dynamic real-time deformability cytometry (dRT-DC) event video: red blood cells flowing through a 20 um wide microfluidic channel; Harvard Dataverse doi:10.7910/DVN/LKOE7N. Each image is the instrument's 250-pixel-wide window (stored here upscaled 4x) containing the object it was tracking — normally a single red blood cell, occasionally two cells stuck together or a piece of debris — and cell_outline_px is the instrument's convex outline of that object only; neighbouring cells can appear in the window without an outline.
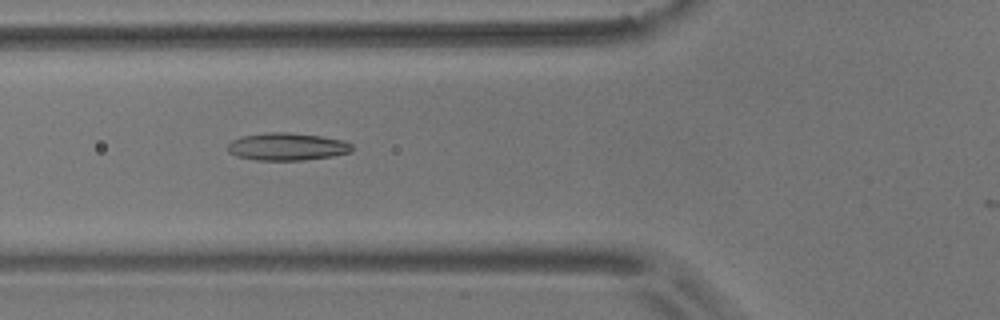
{"species": "common noctule bat (a hibernating species)", "species_latin": "Nyctalus noctula", "temperature_condition": "room temperature", "stored_images_in_passage": 24, "camera_frame_rate_fps": 3000, "um_per_image_px": 0.085, "animal": {"sex": "male", "body_mass_g": 17.9}, "frame": {"image": 1, "passage_image": 5, "time_ms": 1.333, "image_size_px": [1000, 320], "cell_outline_px": [[356, 148], [352, 152], [332, 156], [304, 160], [256, 160], [236, 156], [228, 152], [228, 144], [232, 140], [240, 136], [264, 132], [288, 132], [320, 136], [344, 140], [352, 144]], "centroid_in_image_um": [24.42, 12.46], "position_along_channel_um": 101.4, "area_um2": 20.23}}
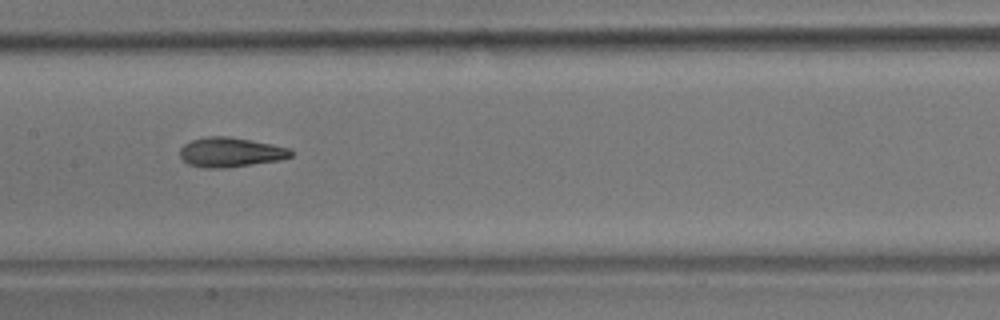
{"frame": {"image": 2, "passage_image": 12, "time_ms": 3.667, "image_size_px": [1000, 320], "cell_outline_px": [[292, 156], [280, 160], [228, 168], [204, 168], [188, 164], [180, 156], [180, 148], [184, 144], [192, 140], [208, 136], [228, 136], [252, 140], [272, 144], [288, 148], [292, 152]], "centroid_in_image_um": [19.58, 12.94], "position_along_channel_um": 187.8, "area_um2": 19.19}}
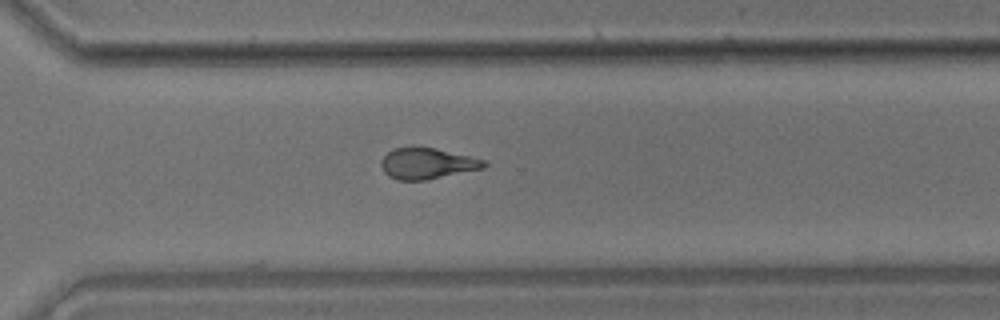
{"frame": {"image": 3, "passage_image": 24, "time_ms": 7.667, "image_size_px": [1000, 320], "cell_outline_px": [[488, 164], [484, 168], [424, 180], [396, 180], [388, 176], [384, 172], [380, 164], [380, 160], [392, 148], [436, 148], [484, 160]], "centroid_in_image_um": [36.27, 13.91], "position_along_channel_um": 334.3, "area_um2": 18.32}}